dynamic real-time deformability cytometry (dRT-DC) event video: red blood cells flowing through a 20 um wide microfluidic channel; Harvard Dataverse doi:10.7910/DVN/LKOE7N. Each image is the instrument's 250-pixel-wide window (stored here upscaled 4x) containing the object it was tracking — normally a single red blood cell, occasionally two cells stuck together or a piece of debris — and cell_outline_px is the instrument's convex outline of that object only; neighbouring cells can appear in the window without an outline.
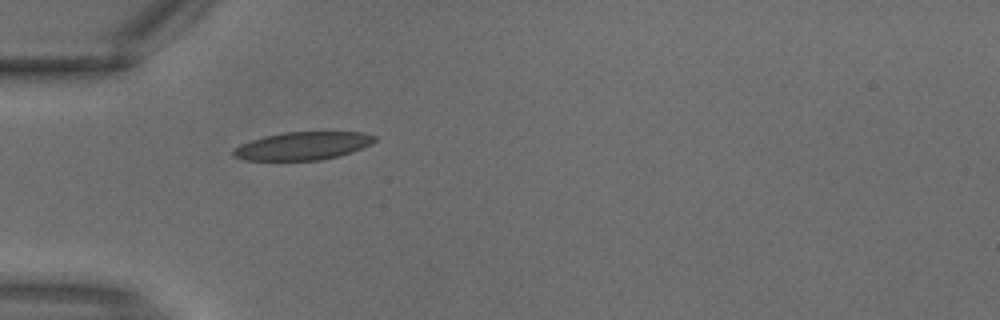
{"species": "common noctule bat (a hibernating species)", "species_latin": "Nyctalus noctula", "temperature_condition": "warm", "stored_images_in_passage": 1, "camera_frame_rate_fps": 3000, "um_per_image_px": 0.085, "animal": {"sex": "male", "body_mass_g": 18.8}, "frame": {"image": 1, "passage_image": 1, "time_ms": 0.0, "image_size_px": [1000, 320], "cell_outline_px": [[376, 140], [372, 144], [352, 152], [340, 156], [320, 160], [244, 160], [232, 156], [232, 152], [240, 144], [264, 136], [284, 132], [364, 132], [376, 136]], "centroid_in_image_um": [25.76, 12.4], "position_along_channel_um": 59.2, "area_um2": 23.12}}